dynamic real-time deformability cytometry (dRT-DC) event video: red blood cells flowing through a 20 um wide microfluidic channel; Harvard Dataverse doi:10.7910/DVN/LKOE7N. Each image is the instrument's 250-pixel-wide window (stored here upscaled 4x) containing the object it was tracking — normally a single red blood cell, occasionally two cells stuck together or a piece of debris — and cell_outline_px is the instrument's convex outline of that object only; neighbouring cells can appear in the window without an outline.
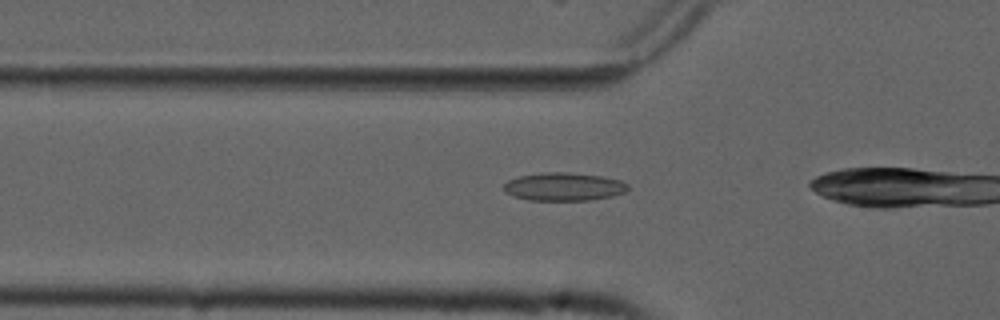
{"species": "common noctule bat (a hibernating species)", "species_latin": "Nyctalus noctula", "temperature_condition": "cold", "stored_images_in_passage": 13, "camera_frame_rate_fps": 3000, "um_per_image_px": 0.085, "animal": {"sex": "male", "forearm_length_mm": 52.5}, "frame": {"image": 1, "passage_image": 8, "time_ms": 2.333, "image_size_px": [1000, 320], "cell_outline_px": [[628, 192], [612, 196], [588, 200], [528, 200], [512, 196], [504, 192], [504, 184], [508, 180], [520, 176], [544, 172], [568, 172], [604, 176], [620, 180], [628, 184]], "centroid_in_image_um": [47.94, 15.87], "position_along_channel_um": 77.9, "area_um2": 20.52}}
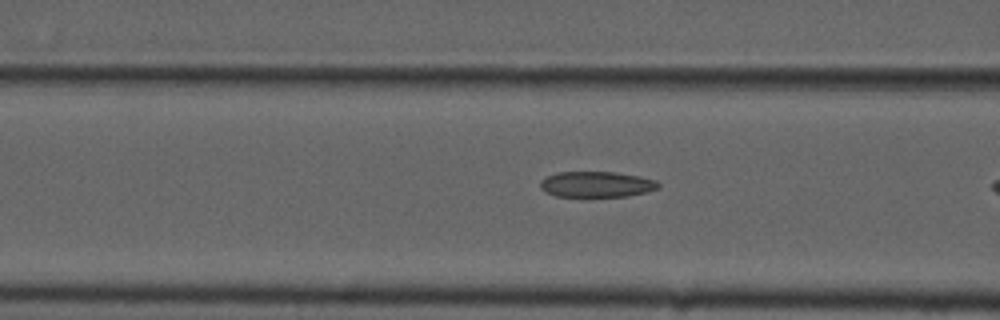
{"frame": {"image": 2, "passage_image": 11, "time_ms": 3.333, "image_size_px": [1000, 320], "cell_outline_px": [[660, 188], [628, 196], [556, 196], [544, 192], [540, 188], [540, 180], [556, 172], [616, 172], [640, 176], [656, 180], [660, 184]], "centroid_in_image_um": [50.7, 15.66], "position_along_channel_um": 115.9, "area_um2": 17.74}}